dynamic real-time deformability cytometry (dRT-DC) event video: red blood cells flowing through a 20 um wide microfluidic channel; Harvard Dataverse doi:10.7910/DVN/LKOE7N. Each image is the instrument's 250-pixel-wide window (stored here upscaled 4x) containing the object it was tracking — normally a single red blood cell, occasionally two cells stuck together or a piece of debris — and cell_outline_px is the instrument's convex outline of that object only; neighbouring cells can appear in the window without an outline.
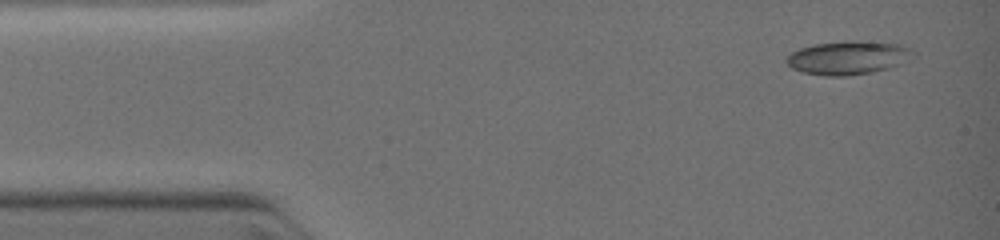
{"species": "common noctule bat (a hibernating species)", "species_latin": "Nyctalus noctula", "temperature_condition": "warm", "stored_images_in_passage": 5, "camera_frame_rate_fps": 3000, "um_per_image_px": 0.085, "animal": {"sex": "female", "body_mass_g": 19.0, "forearm_length_mm": 51.5}, "frame": {"image": 1, "passage_image": 1, "time_ms": 0.0, "image_size_px": [1000, 240], "cell_outline_px": [[916, 56], [900, 64], [888, 68], [872, 72], [848, 76], [824, 76], [804, 72], [792, 68], [784, 60], [792, 52], [800, 48], [816, 44], [844, 40], [848, 40], [900, 44], [916, 52]], "centroid_in_image_um": [72.11, 4.9], "position_along_channel_um": 12.9, "area_um2": 24.8}}
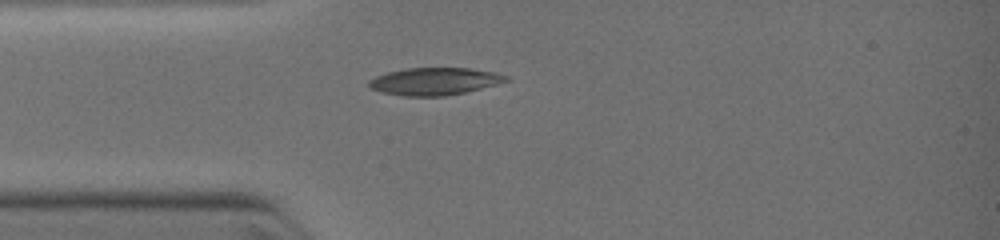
{"frame": {"image": 2, "passage_image": 5, "time_ms": 2.333, "image_size_px": [1000, 240], "cell_outline_px": [[512, 80], [464, 92], [444, 96], [404, 96], [380, 92], [372, 88], [368, 84], [368, 80], [376, 76], [388, 72], [404, 68], [472, 68], [496, 72], [508, 76]], "centroid_in_image_um": [36.95, 6.9], "position_along_channel_um": 48.1, "area_um2": 21.91}}